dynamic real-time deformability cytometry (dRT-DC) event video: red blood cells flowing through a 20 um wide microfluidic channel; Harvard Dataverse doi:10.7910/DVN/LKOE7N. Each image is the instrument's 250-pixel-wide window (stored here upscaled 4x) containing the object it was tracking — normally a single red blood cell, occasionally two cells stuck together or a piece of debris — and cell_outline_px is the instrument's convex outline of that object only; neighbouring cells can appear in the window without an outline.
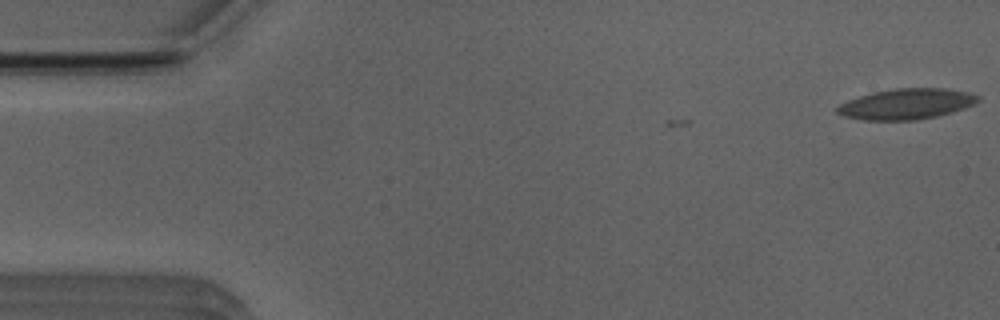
{"species": "Egyptian fruit bat (a non-hibernating species)", "species_latin": "Rousettus aegyptiacus", "temperature_condition": "room temperature", "stored_images_in_passage": 3, "camera_frame_rate_fps": 3000, "um_per_image_px": 0.085, "animal": {"sex": "male"}, "frame": {"image": 1, "passage_image": 3, "time_ms": 0.667, "image_size_px": [1000, 320], "cell_outline_px": [[980, 100], [964, 108], [952, 112], [936, 116], [916, 120], [864, 120], [844, 116], [836, 112], [836, 108], [840, 104], [848, 100], [872, 92], [896, 88], [944, 88], [968, 92], [980, 96]], "centroid_in_image_um": [77.04, 8.83], "position_along_channel_um": 8.0, "area_um2": 25.03}}